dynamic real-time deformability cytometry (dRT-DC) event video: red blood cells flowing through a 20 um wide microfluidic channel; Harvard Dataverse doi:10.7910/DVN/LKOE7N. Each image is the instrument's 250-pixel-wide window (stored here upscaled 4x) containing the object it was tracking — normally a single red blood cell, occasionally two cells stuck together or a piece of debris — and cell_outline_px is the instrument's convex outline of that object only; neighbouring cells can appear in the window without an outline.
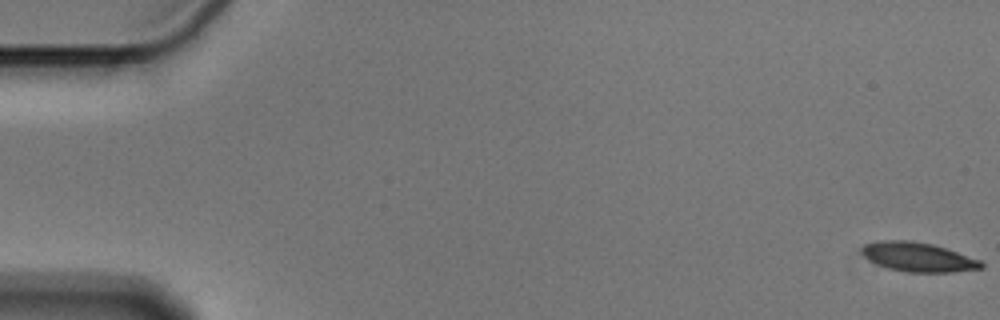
{"species": "Egyptian fruit bat (a non-hibernating species)", "species_latin": "Rousettus aegyptiacus", "temperature_condition": "cold", "stored_images_in_passage": 57, "camera_frame_rate_fps": 3000, "um_per_image_px": 0.085, "animal": {"sex": "male"}, "frame": {"image": 1, "passage_image": 1, "time_ms": 0.0, "image_size_px": [1000, 320], "cell_outline_px": [[984, 268], [952, 272], [908, 272], [888, 268], [868, 260], [860, 252], [860, 248], [864, 244], [880, 240], [912, 240], [932, 244], [980, 260], [984, 264]], "centroid_in_image_um": [78.0, 21.84], "position_along_channel_um": 7.0, "area_um2": 20.35}}
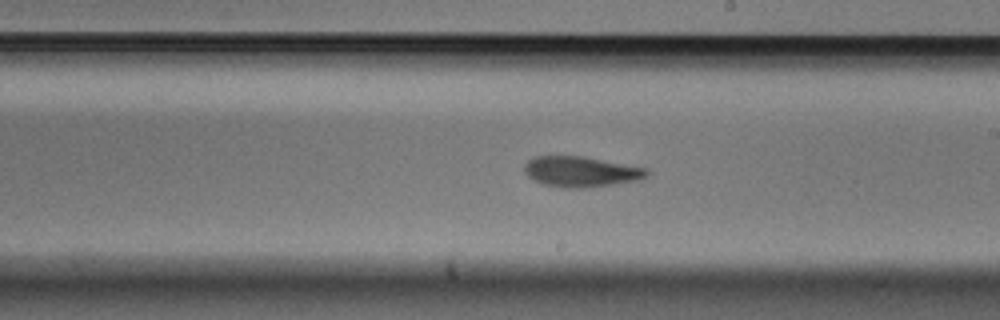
{"frame": {"image": 2, "passage_image": 33, "time_ms": 10.667, "image_size_px": [1000, 320], "cell_outline_px": [[652, 172], [648, 176], [640, 180], [588, 188], [564, 188], [544, 184], [532, 180], [524, 172], [524, 164], [532, 156], [584, 156], [648, 168]], "centroid_in_image_um": [49.41, 14.59], "position_along_channel_um": 239.6, "area_um2": 22.2}}
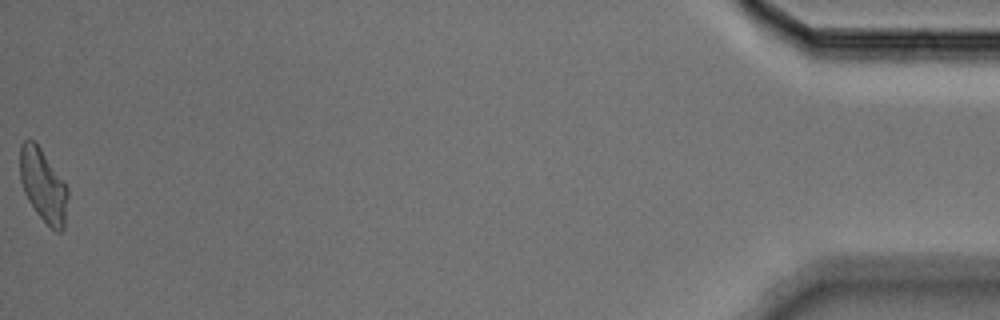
{"frame": {"image": 3, "passage_image": 57, "time_ms": 18.667, "image_size_px": [1000, 320], "cell_outline_px": [[68, 196], [64, 228], [60, 232], [56, 232], [36, 212], [28, 200], [24, 192], [20, 180], [20, 144], [24, 140], [32, 140], [40, 148], [68, 188]], "centroid_in_image_um": [3.66, 15.78], "position_along_channel_um": 431.5, "area_um2": 20.0}, "authors_computed_cell_mechanics": {"area_um2": 20.9814, "velocity_mm_per_s": 3.5829, "shape_relaxation_time_tau1_ms": 4.9817, "shape_relaxation_time_tau2_ms": 2.2182, "deformation_change_tau1": 0.1579, "deformation_change_tau2": 0.0861}}